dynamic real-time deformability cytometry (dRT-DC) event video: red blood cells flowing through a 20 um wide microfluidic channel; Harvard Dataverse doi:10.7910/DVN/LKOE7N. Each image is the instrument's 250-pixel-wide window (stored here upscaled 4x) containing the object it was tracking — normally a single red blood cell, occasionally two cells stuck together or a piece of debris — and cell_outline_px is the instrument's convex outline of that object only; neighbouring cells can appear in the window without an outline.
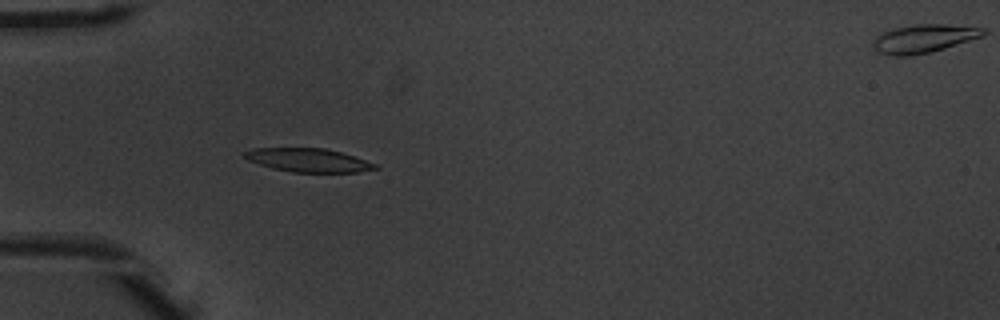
{"species": "common noctule bat (a hibernating species)", "species_latin": "Nyctalus noctula", "temperature_condition": "warm", "stored_images_in_passage": 43, "camera_frame_rate_fps": 3000, "um_per_image_px": 0.085, "animal": {"sex": "male", "body_mass_g": 20.1, "forearm_length_mm": 53.5}, "frame": {"image": 1, "passage_image": 7, "time_ms": 2.0, "image_size_px": [1000, 320], "cell_outline_px": [[380, 168], [356, 172], [292, 172], [272, 168], [248, 160], [244, 156], [244, 152], [252, 148], [324, 148], [340, 152], [376, 164]], "centroid_in_image_um": [26.18, 13.61], "position_along_channel_um": 58.8, "area_um2": 17.69}}
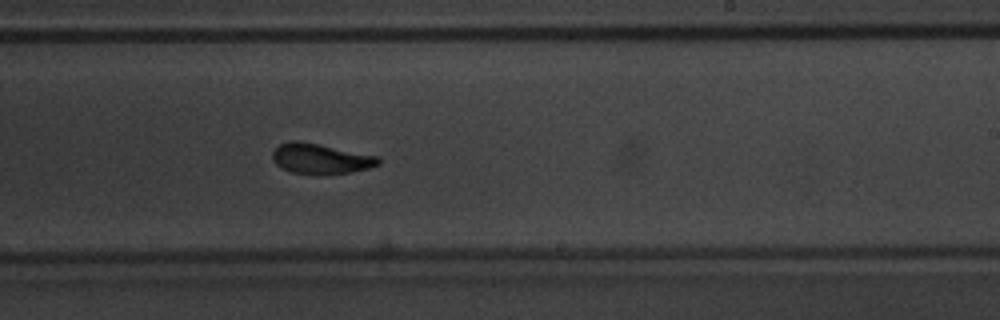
{"frame": {"image": 2, "passage_image": 23, "time_ms": 7.333, "image_size_px": [1000, 320], "cell_outline_px": [[380, 164], [368, 168], [352, 172], [292, 172], [276, 164], [272, 160], [272, 152], [280, 144], [292, 140], [300, 140], [380, 156]], "centroid_in_image_um": [27.27, 13.44], "position_along_channel_um": 261.7, "area_um2": 18.21}}
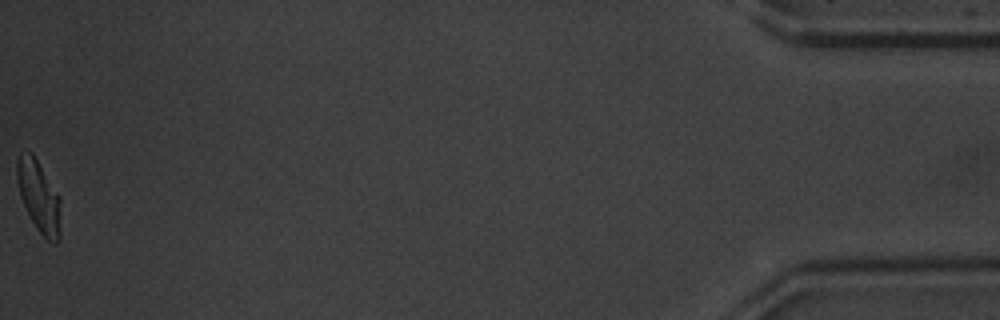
{"frame": {"image": 3, "passage_image": 43, "time_ms": 14.0, "image_size_px": [1000, 320], "cell_outline_px": [[60, 240], [56, 244], [52, 244], [36, 228], [20, 196], [16, 176], [16, 160], [20, 152], [24, 148], [32, 152], [60, 196]], "centroid_in_image_um": [3.3, 16.66], "position_along_channel_um": 431.9, "area_um2": 18.5}, "authors_computed_cell_mechanics": {"area_um2": 18.6116, "velocity_mm_per_s": 3.9173, "shape_relaxation_time_tau1_ms": 2.9629, "shape_relaxation_time_tau2_ms": 2.0778, "deformation_change_tau1": 0.1517, "deformation_change_tau2": 0.0881}}